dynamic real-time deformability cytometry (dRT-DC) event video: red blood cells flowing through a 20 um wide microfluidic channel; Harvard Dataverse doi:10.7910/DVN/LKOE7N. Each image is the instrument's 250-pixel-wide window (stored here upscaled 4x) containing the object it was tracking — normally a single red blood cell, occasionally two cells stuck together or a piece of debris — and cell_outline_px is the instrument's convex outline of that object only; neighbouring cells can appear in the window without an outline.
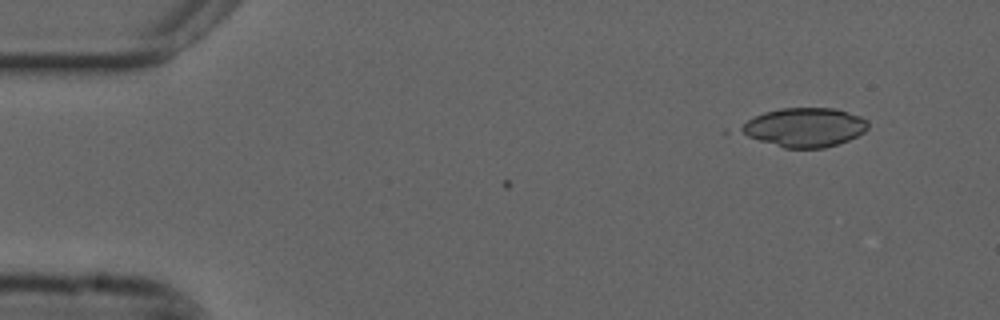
{"species": "common noctule bat (a hibernating species)", "species_latin": "Nyctalus noctula", "temperature_condition": "cold", "stored_images_in_passage": 2, "camera_frame_rate_fps": 3000, "um_per_image_px": 0.085, "animal": {"sex": "male", "forearm_length_mm": 52.5}, "frame": {"image": 1, "passage_image": 2, "time_ms": 0.333, "image_size_px": [1000, 320], "cell_outline_px": [[868, 128], [864, 132], [848, 140], [824, 148], [784, 148], [748, 136], [740, 132], [736, 128], [748, 120], [764, 112], [780, 108], [836, 108], [860, 116], [868, 120]], "centroid_in_image_um": [68.39, 10.81], "position_along_channel_um": 16.6, "area_um2": 28.84}}